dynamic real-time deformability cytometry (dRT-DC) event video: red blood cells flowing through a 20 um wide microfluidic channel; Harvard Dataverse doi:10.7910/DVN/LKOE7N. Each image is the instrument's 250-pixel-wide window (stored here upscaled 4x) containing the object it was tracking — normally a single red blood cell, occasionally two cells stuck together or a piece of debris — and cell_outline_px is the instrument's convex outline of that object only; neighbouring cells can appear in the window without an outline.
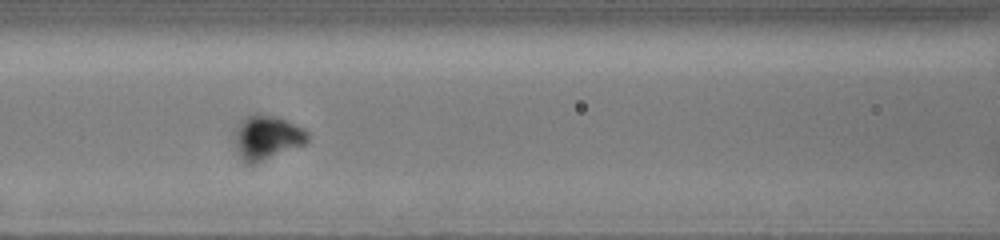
{"species": "human", "species_latin": "Homo sapiens", "temperature_condition": "cold", "stored_images_in_passage": 33, "camera_frame_rate_fps": 3000, "um_per_image_px": 0.085, "donor": {"sex": "male"}, "frame": {"image": 1, "passage_image": 6, "time_ms": 3.333, "image_size_px": [1000, 240], "cell_outline_px": [[308, 140], [304, 144], [252, 164], [244, 164], [240, 156], [236, 144], [236, 128], [240, 120], [244, 116], [252, 112], [256, 112], [272, 116], [284, 120], [304, 128], [308, 132]], "centroid_in_image_um": [22.66, 11.65], "position_along_channel_um": 143.9, "area_um2": 18.5}}
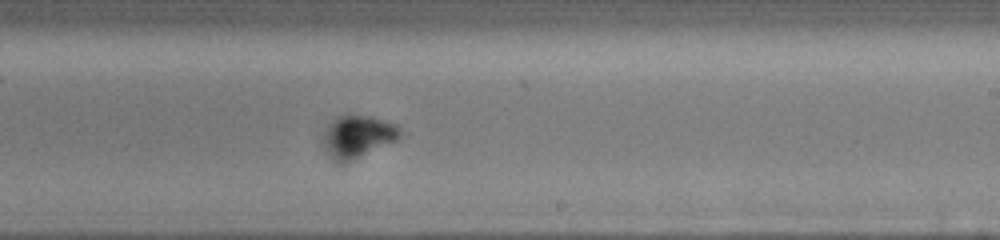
{"frame": {"image": 2, "passage_image": 14, "time_ms": 6.333, "image_size_px": [1000, 240], "cell_outline_px": [[400, 136], [396, 140], [340, 164], [336, 164], [328, 152], [324, 144], [324, 136], [332, 120], [336, 116], [372, 116], [396, 124], [400, 128]], "centroid_in_image_um": [30.41, 11.59], "position_along_channel_um": 258.6, "area_um2": 18.21}}
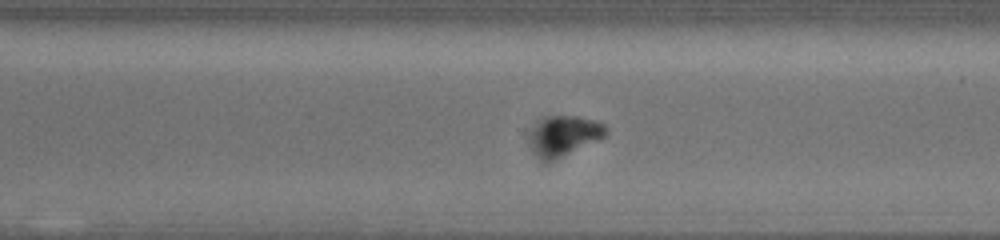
{"frame": {"image": 3, "passage_image": 19, "time_ms": 8.0, "image_size_px": [1000, 240], "cell_outline_px": [[608, 132], [604, 136], [548, 164], [544, 164], [536, 156], [528, 144], [528, 132], [544, 116], [576, 116], [600, 120], [604, 124]], "centroid_in_image_um": [47.86, 11.56], "position_along_channel_um": 322.7, "area_um2": 18.38}}